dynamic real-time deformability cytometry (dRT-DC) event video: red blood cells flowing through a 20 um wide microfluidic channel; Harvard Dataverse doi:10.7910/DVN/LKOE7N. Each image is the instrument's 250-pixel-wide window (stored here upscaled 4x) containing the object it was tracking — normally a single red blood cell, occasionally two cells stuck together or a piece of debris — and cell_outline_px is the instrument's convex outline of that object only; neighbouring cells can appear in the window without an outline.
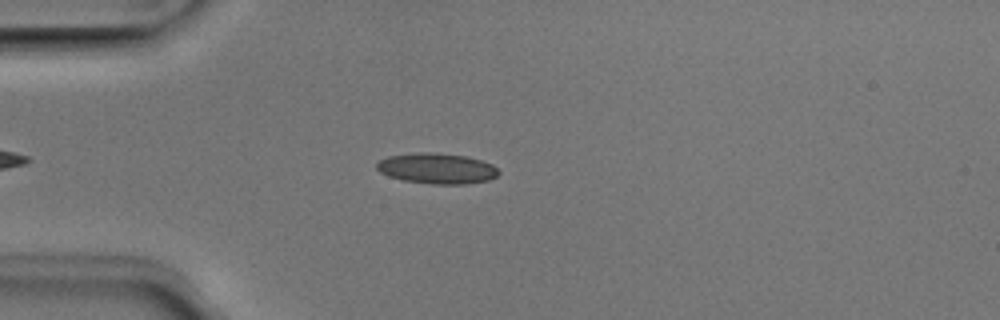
{"species": "Egyptian fruit bat (a non-hibernating species)", "species_latin": "Rousettus aegyptiacus", "temperature_condition": "room temperature", "stored_images_in_passage": 44, "camera_frame_rate_fps": 3000, "um_per_image_px": 0.085, "animal": {"sex": "male"}, "frame": {"image": 1, "passage_image": 10, "time_ms": 3.0, "image_size_px": [1000, 320], "cell_outline_px": [[500, 172], [496, 176], [488, 180], [468, 184], [432, 184], [404, 180], [388, 176], [380, 172], [376, 168], [376, 164], [380, 160], [388, 156], [416, 152], [432, 152], [464, 156], [480, 160], [492, 164]], "centroid_in_image_um": [37.12, 14.32], "position_along_channel_um": 47.9, "area_um2": 21.68}}
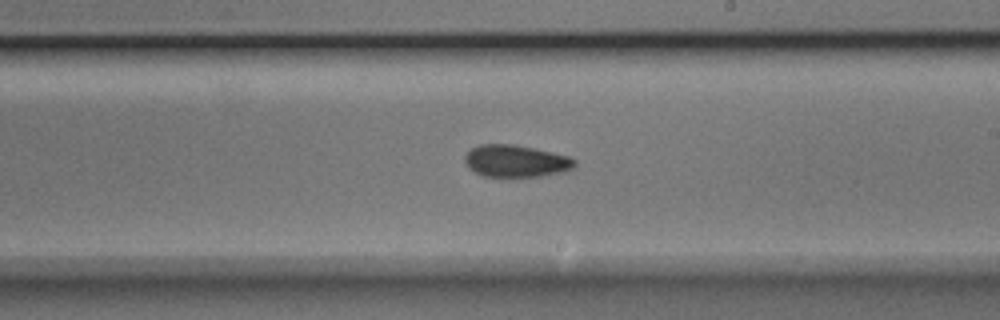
{"frame": {"image": 2, "passage_image": 26, "time_ms": 8.333, "image_size_px": [1000, 320], "cell_outline_px": [[576, 164], [572, 168], [564, 172], [540, 176], [484, 176], [468, 168], [464, 160], [464, 156], [472, 148], [480, 144], [516, 144], [552, 152], [568, 156], [576, 160]], "centroid_in_image_um": [43.85, 13.68], "position_along_channel_um": 245.2, "area_um2": 20.52}}
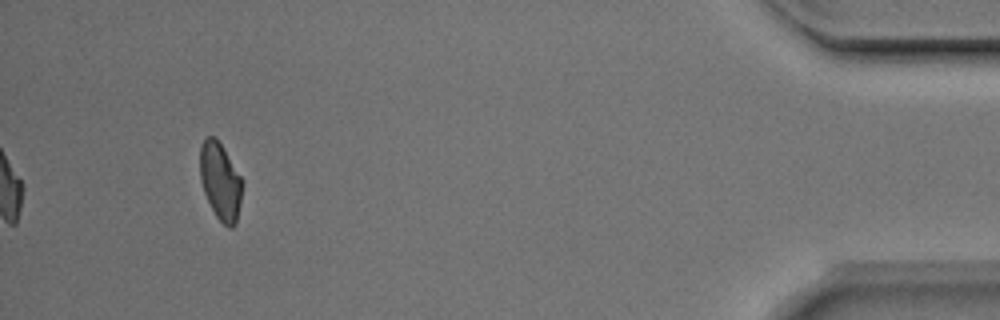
{"frame": {"image": 3, "passage_image": 44, "time_ms": 14.333, "image_size_px": [1000, 320], "cell_outline_px": [[244, 184], [236, 224], [232, 228], [228, 228], [216, 216], [204, 192], [200, 180], [200, 148], [204, 136], [216, 136], [244, 180]], "centroid_in_image_um": [18.75, 15.38], "position_along_channel_um": 416.5, "area_um2": 19.36}, "authors_computed_cell_mechanics": {"area_um2": 20.3456, "velocity_mm_per_s": 3.9845, "shape_relaxation_time_tau1_ms": 4.6436, "shape_relaxation_time_tau2_ms": 2.3399, "deformation_change_tau1": 0.1086, "deformation_change_tau2": 0.0676}}